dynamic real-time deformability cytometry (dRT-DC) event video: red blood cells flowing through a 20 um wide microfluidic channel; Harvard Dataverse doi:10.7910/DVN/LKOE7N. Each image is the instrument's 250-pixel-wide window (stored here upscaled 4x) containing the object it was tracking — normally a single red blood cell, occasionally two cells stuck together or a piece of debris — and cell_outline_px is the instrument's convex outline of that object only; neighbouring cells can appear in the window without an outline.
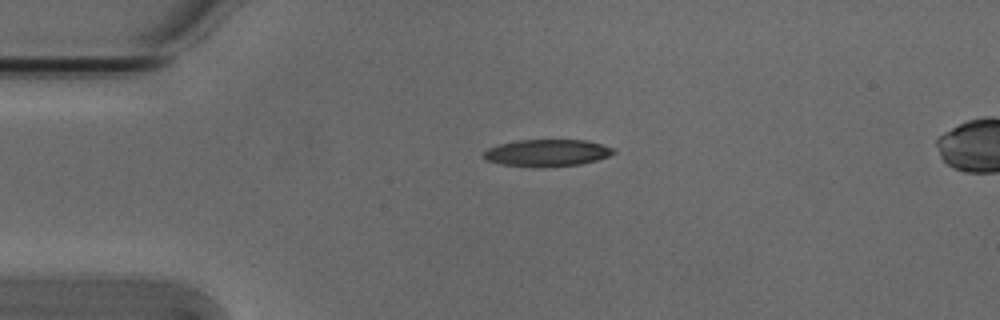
{"species": "Egyptian fruit bat (a non-hibernating species)", "species_latin": "Rousettus aegyptiacus", "temperature_condition": "cold", "stored_images_in_passage": 3, "camera_frame_rate_fps": 3000, "um_per_image_px": 0.085, "animal": {"sex": "male"}, "frame": {"image": 1, "passage_image": 1, "time_ms": 0.0, "image_size_px": [1000, 320], "cell_outline_px": [[616, 152], [608, 156], [596, 160], [580, 164], [540, 168], [532, 168], [500, 164], [488, 160], [484, 156], [484, 152], [488, 148], [500, 144], [520, 140], [588, 140], [616, 148]], "centroid_in_image_um": [46.54, 13.0], "position_along_channel_um": 38.5, "area_um2": 20.58}}
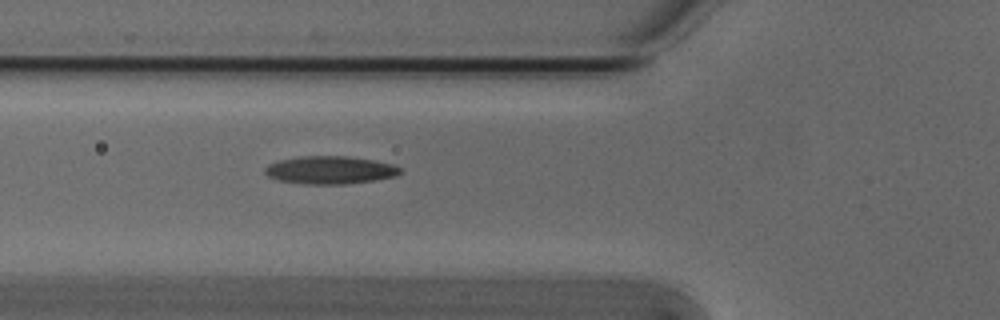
{"frame": {"image": 2, "passage_image": 3, "time_ms": 0.667, "image_size_px": [1000, 320], "cell_outline_px": [[400, 172], [396, 176], [372, 180], [344, 184], [304, 184], [280, 180], [268, 176], [264, 172], [264, 168], [268, 164], [280, 160], [300, 156], [348, 156], [372, 160], [392, 164], [400, 168]], "centroid_in_image_um": [28.02, 14.45], "position_along_channel_um": 97.8, "area_um2": 21.73}}